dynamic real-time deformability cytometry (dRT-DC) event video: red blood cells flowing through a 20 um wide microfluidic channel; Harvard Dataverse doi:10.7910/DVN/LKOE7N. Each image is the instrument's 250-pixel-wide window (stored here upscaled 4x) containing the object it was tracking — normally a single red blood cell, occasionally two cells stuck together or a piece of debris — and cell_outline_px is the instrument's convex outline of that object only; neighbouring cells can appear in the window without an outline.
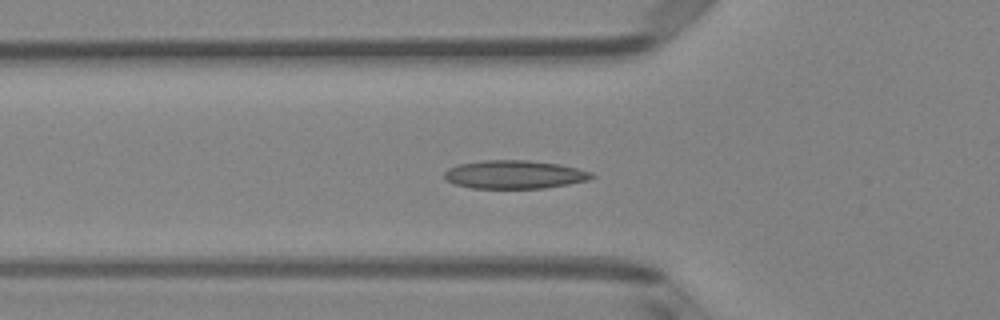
{"species": "Egyptian fruit bat (a non-hibernating species)", "species_latin": "Rousettus aegyptiacus", "temperature_condition": "room temperature", "stored_images_in_passage": 51, "camera_frame_rate_fps": 3000, "um_per_image_px": 0.085, "animal": {"sex": "female"}, "frame": {"image": 1, "passage_image": 17, "time_ms": 5.333, "image_size_px": [1000, 320], "cell_outline_px": [[596, 176], [588, 180], [568, 184], [544, 188], [472, 188], [456, 184], [448, 180], [444, 176], [444, 172], [448, 168], [456, 164], [484, 160], [528, 160], [560, 164], [592, 172]], "centroid_in_image_um": [43.74, 14.82], "position_along_channel_um": 82.1, "area_um2": 24.33}}
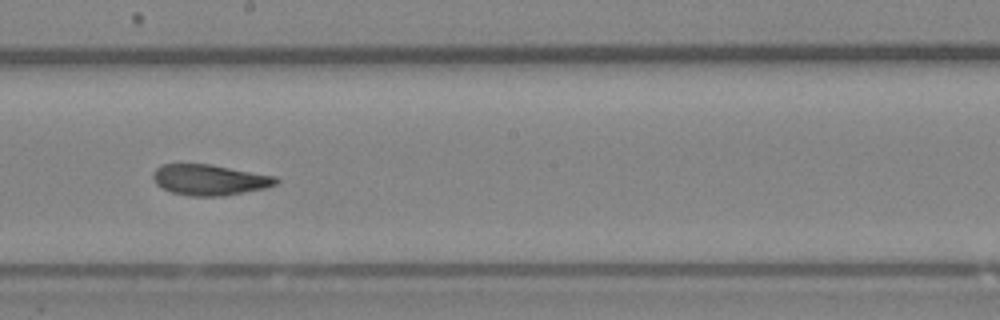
{"frame": {"image": 2, "passage_image": 28, "time_ms": 9.0, "image_size_px": [1000, 320], "cell_outline_px": [[280, 180], [276, 184], [264, 188], [220, 196], [188, 196], [172, 192], [156, 184], [152, 176], [152, 172], [160, 164], [212, 164], [276, 176]], "centroid_in_image_um": [17.8, 15.27], "position_along_channel_um": 230.4, "area_um2": 22.02}}
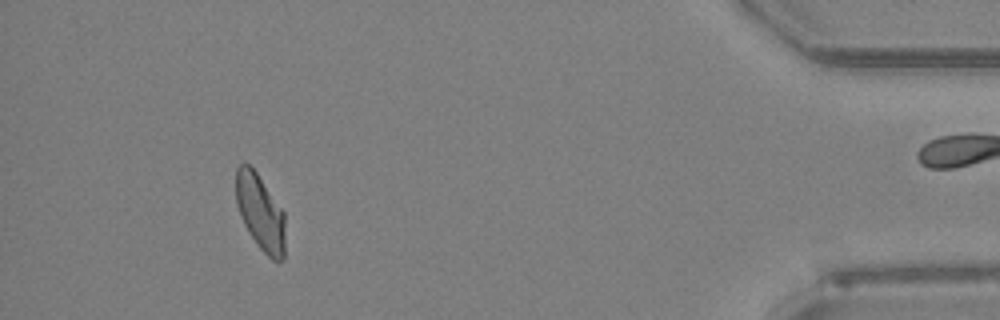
{"frame": {"image": 3, "passage_image": 46, "time_ms": 15.0, "image_size_px": [1000, 320], "cell_outline_px": [[284, 260], [272, 260], [256, 244], [248, 232], [240, 216], [236, 204], [236, 168], [240, 164], [248, 164], [256, 172], [284, 212]], "centroid_in_image_um": [22.11, 18.06], "position_along_channel_um": 413.1, "area_um2": 21.62}, "authors_computed_cell_mechanics": {"area_um2": 22.5998, "velocity_mm_per_s": 4.056, "shape_relaxation_time_tau1_ms": 9.9723, "shape_relaxation_time_tau2_ms": 2.6549, "deformation_change_tau1": 0.1938, "deformation_change_tau2": 0.0788}}